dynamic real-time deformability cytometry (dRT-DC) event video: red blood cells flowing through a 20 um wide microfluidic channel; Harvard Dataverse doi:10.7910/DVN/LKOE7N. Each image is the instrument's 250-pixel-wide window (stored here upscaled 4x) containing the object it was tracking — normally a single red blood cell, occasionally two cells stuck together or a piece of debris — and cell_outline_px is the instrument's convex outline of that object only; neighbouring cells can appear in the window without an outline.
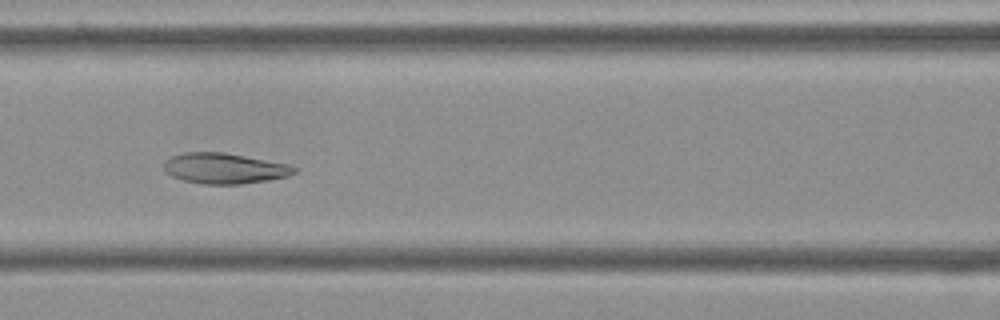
{"species": "Egyptian fruit bat (a non-hibernating species)", "species_latin": "Rousettus aegyptiacus", "temperature_condition": "cold", "stored_images_in_passage": 45, "camera_frame_rate_fps": 3000, "um_per_image_px": 0.085, "frame": {"image": 1, "passage_image": 13, "time_ms": 4.0, "image_size_px": [1000, 320], "cell_outline_px": [[300, 172], [288, 176], [268, 180], [240, 184], [200, 184], [184, 180], [172, 176], [164, 172], [164, 160], [172, 156], [184, 152], [224, 152], [288, 164], [300, 168]], "centroid_in_image_um": [19.1, 14.31], "position_along_channel_um": 147.5, "area_um2": 23.47}}
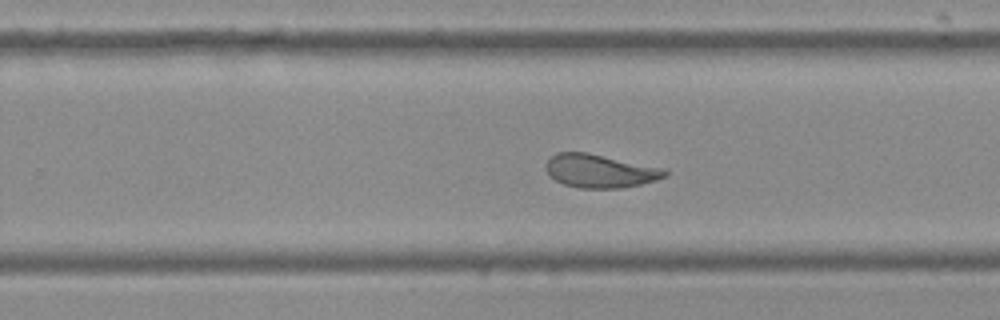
{"frame": {"image": 2, "passage_image": 24, "time_ms": 7.667, "image_size_px": [1000, 320], "cell_outline_px": [[668, 176], [656, 180], [640, 184], [620, 188], [580, 188], [564, 184], [556, 180], [544, 168], [548, 160], [556, 152], [588, 152], [664, 168], [668, 172]], "centroid_in_image_um": [51.02, 14.52], "position_along_channel_um": 278.8, "area_um2": 23.12}}
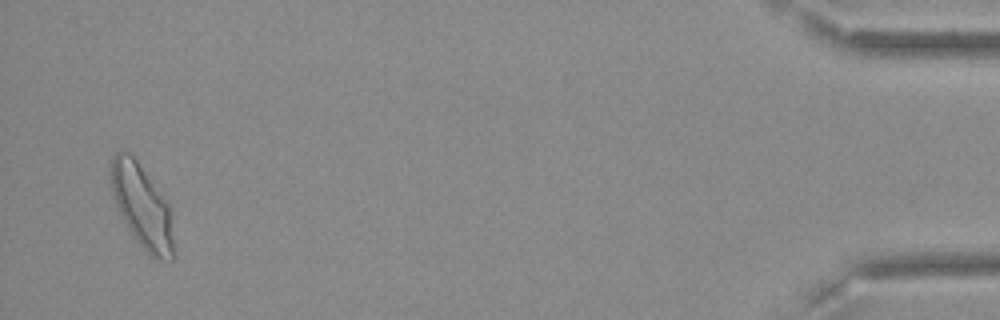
{"frame": {"image": 3, "passage_image": 43, "time_ms": 14.0, "image_size_px": [1000, 320], "cell_outline_px": [[172, 260], [156, 260], [148, 256], [136, 240], [128, 228], [112, 196], [112, 156], [116, 152], [128, 152], [136, 160], [168, 204], [172, 240]], "centroid_in_image_um": [12.05, 17.58], "position_along_channel_um": 423.2, "area_um2": 29.36}, "authors_computed_cell_mechanics": {"area_um2": 24.6228, "velocity_mm_per_s": 3.5951, "shape_relaxation_time_tau1_ms": 7.4652, "shape_relaxation_time_tau2_ms": 1.5345, "deformation_change_tau1": 0.1477, "deformation_change_tau2": 0.0857}}